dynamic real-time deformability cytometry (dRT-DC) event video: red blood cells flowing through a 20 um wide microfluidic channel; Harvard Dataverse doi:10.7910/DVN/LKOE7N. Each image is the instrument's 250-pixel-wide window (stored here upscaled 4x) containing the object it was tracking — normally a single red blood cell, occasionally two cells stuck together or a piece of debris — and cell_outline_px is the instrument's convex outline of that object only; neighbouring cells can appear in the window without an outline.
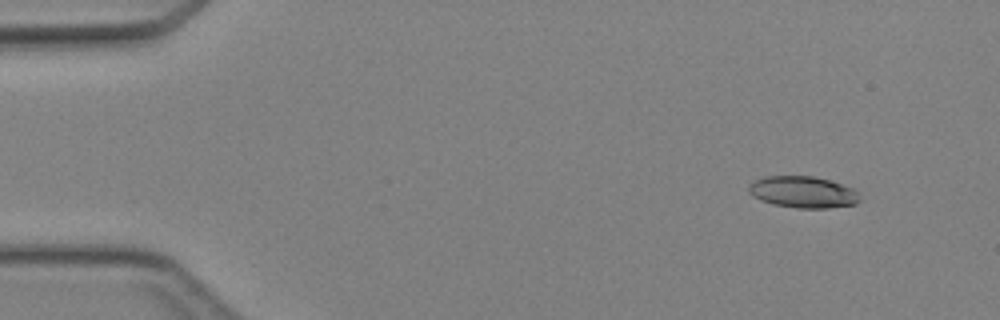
{"species": "Egyptian fruit bat (a non-hibernating species)", "species_latin": "Rousettus aegyptiacus", "temperature_condition": "cold", "stored_images_in_passage": 43, "camera_frame_rate_fps": 3000, "um_per_image_px": 0.085, "animal": {"sex": "female"}, "frame": {"image": 1, "passage_image": 2, "time_ms": 0.333, "image_size_px": [1000, 320], "cell_outline_px": [[860, 200], [856, 204], [828, 208], [796, 208], [772, 204], [760, 200], [752, 196], [748, 192], [748, 184], [764, 176], [812, 176], [828, 180], [852, 188], [860, 192]], "centroid_in_image_um": [68.24, 16.33], "position_along_channel_um": 16.8, "area_um2": 20.58}}
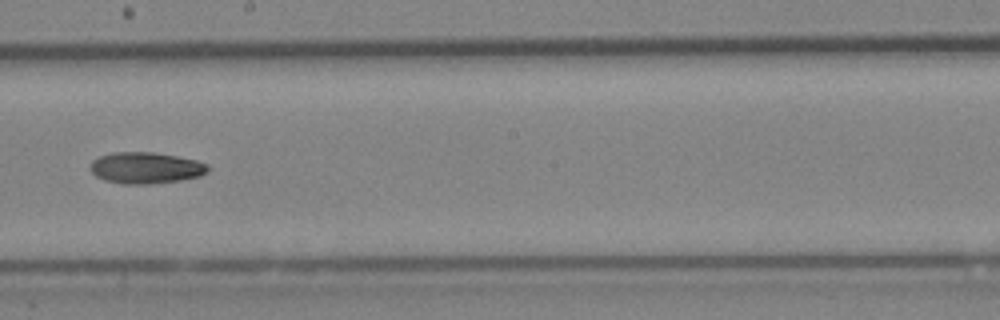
{"frame": {"image": 2, "passage_image": 24, "time_ms": 7.667, "image_size_px": [1000, 320], "cell_outline_px": [[208, 172], [200, 176], [180, 180], [152, 184], [124, 184], [104, 180], [96, 176], [88, 168], [88, 164], [92, 160], [100, 156], [112, 152], [152, 152], [176, 156], [196, 160], [208, 164]], "centroid_in_image_um": [12.35, 14.27], "position_along_channel_um": 235.8, "area_um2": 21.68}}
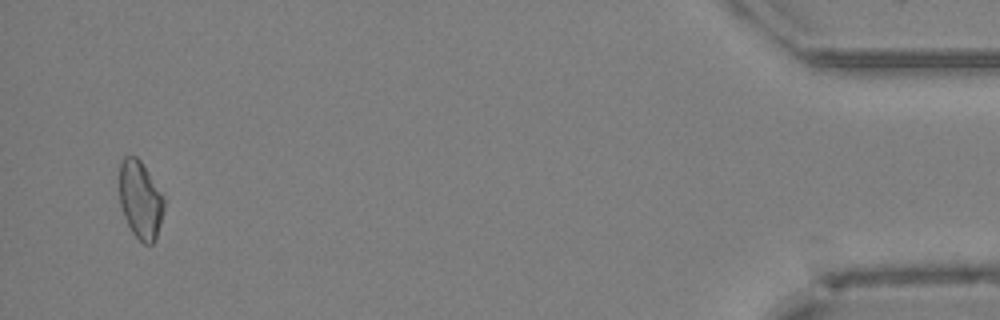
{"frame": {"image": 3, "passage_image": 42, "time_ms": 13.667, "image_size_px": [1000, 320], "cell_outline_px": [[164, 208], [156, 240], [152, 244], [144, 244], [132, 232], [124, 216], [120, 204], [120, 164], [124, 156], [136, 156], [140, 160], [164, 200]], "centroid_in_image_um": [11.92, 17.02], "position_along_channel_um": 423.3, "area_um2": 19.77}}